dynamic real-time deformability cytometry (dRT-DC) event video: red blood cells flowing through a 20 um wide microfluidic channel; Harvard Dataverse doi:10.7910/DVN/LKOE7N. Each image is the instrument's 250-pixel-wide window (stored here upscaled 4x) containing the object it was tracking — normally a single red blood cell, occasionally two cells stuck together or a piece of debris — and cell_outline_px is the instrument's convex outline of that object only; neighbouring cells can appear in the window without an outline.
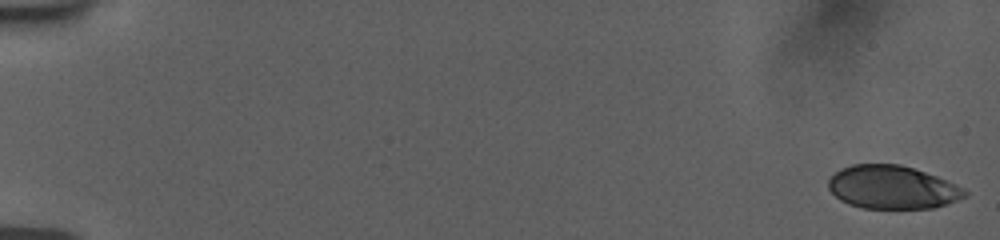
{"species": "human", "species_latin": "Homo sapiens", "temperature_condition": "room temperature", "stored_images_in_passage": 68, "camera_frame_rate_fps": 3000, "um_per_image_px": 0.085, "donor": {"sex": "female"}, "frame": {"image": 1, "passage_image": 1, "time_ms": 0.0, "image_size_px": [1000, 240], "cell_outline_px": [[968, 196], [932, 208], [864, 208], [848, 204], [840, 200], [828, 188], [828, 180], [840, 168], [852, 164], [900, 164], [936, 176], [964, 188], [968, 192]], "centroid_in_image_um": [75.82, 15.91], "position_along_channel_um": 9.2, "area_um2": 34.16}}
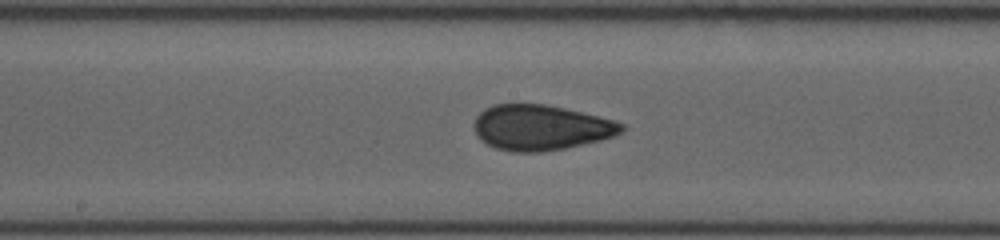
{"frame": {"image": 2, "passage_image": 28, "time_ms": 10.0, "image_size_px": [1000, 240], "cell_outline_px": [[628, 128], [616, 136], [600, 140], [564, 148], [540, 152], [512, 152], [496, 148], [480, 140], [476, 136], [472, 124], [476, 116], [484, 108], [492, 104], [544, 104], [564, 108], [612, 120], [624, 124]], "centroid_in_image_um": [45.93, 10.84], "position_along_channel_um": 202.3, "area_um2": 39.13}}
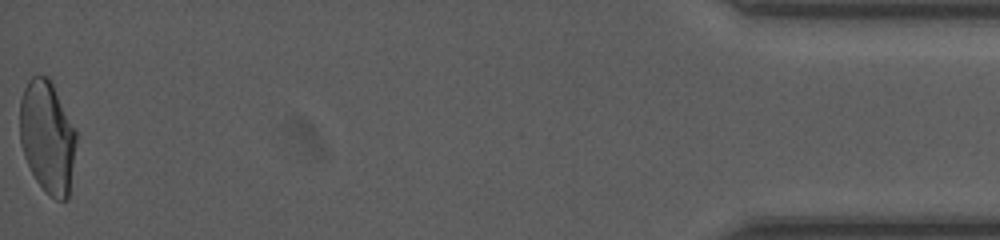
{"frame": {"image": 3, "passage_image": 68, "time_ms": 18.333, "image_size_px": [1000, 240], "cell_outline_px": [[76, 140], [68, 196], [64, 200], [56, 200], [36, 180], [24, 156], [20, 144], [20, 100], [24, 88], [28, 80], [32, 76], [48, 76], [76, 132]], "centroid_in_image_um": [4.0, 11.61], "position_along_channel_um": 431.2, "area_um2": 36.13}, "authors_computed_cell_mechanics": {"area_um2": 37.7723, "velocity_mm_per_s": 3.7636, "shape_relaxation_time_tau1_ms": null, "shape_relaxation_time_tau2_ms": 1.011, "deformation_change_tau1": null, "deformation_change_tau2": 0.0582}}